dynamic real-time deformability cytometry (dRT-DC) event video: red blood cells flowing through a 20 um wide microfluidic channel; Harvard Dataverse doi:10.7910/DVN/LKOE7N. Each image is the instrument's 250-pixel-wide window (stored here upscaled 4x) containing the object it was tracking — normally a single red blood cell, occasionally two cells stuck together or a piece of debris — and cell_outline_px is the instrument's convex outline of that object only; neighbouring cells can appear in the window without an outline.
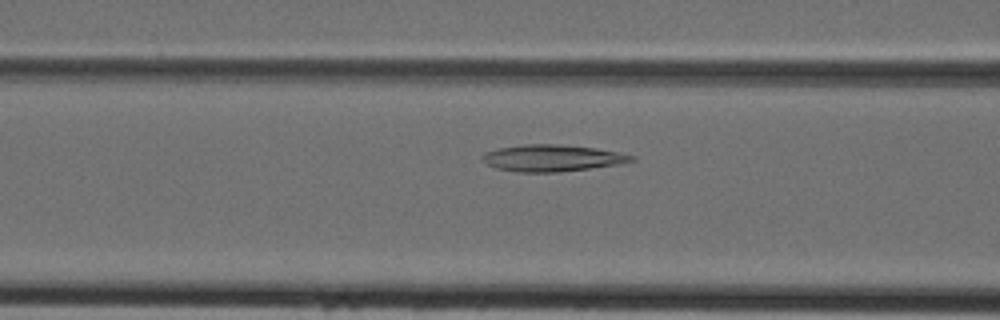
{"species": "Egyptian fruit bat (a non-hibernating species)", "species_latin": "Rousettus aegyptiacus", "temperature_condition": "cold", "stored_images_in_passage": 30, "camera_frame_rate_fps": 3000, "um_per_image_px": 0.085, "animal": {"sex": "female"}, "frame": {"image": 1, "passage_image": 9, "time_ms": 2.667, "image_size_px": [1000, 320], "cell_outline_px": [[636, 160], [620, 164], [556, 172], [516, 172], [496, 168], [488, 164], [480, 156], [484, 152], [500, 148], [524, 144], [556, 144], [596, 148], [636, 156]], "centroid_in_image_um": [46.93, 13.43], "position_along_channel_um": 119.7, "area_um2": 23.0}}
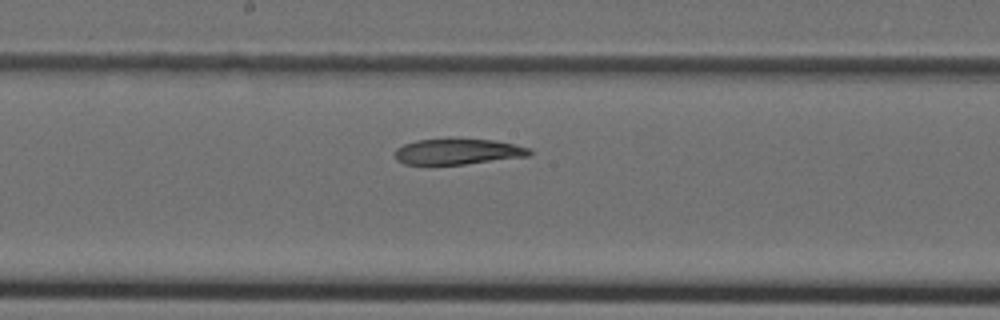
{"frame": {"image": 2, "passage_image": 15, "time_ms": 4.667, "image_size_px": [1000, 320], "cell_outline_px": [[532, 152], [528, 156], [464, 164], [404, 164], [396, 160], [396, 148], [404, 144], [416, 140], [448, 136], [496, 140], [532, 148]], "centroid_in_image_um": [38.92, 12.83], "position_along_channel_um": 209.3, "area_um2": 20.92}}
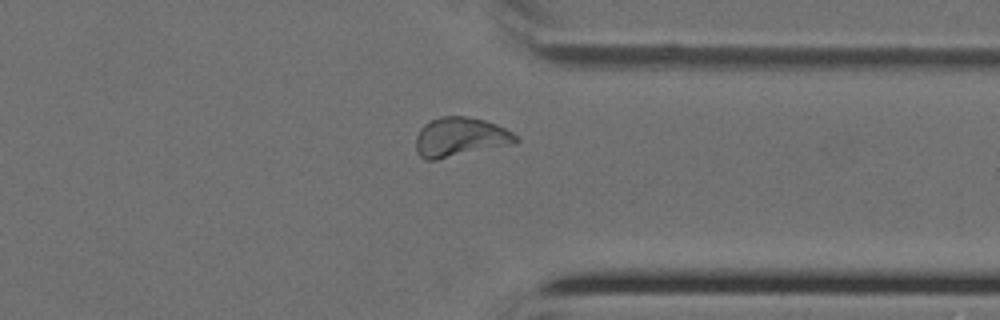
{"frame": {"image": 3, "passage_image": 26, "time_ms": 8.333, "image_size_px": [1000, 320], "cell_outline_px": [[520, 140], [516, 144], [436, 160], [424, 160], [416, 152], [416, 136], [420, 128], [428, 120], [440, 116], [464, 116], [484, 120], [496, 124], [512, 132]], "centroid_in_image_um": [39.1, 11.66], "position_along_channel_um": 372.3, "area_um2": 23.24}}